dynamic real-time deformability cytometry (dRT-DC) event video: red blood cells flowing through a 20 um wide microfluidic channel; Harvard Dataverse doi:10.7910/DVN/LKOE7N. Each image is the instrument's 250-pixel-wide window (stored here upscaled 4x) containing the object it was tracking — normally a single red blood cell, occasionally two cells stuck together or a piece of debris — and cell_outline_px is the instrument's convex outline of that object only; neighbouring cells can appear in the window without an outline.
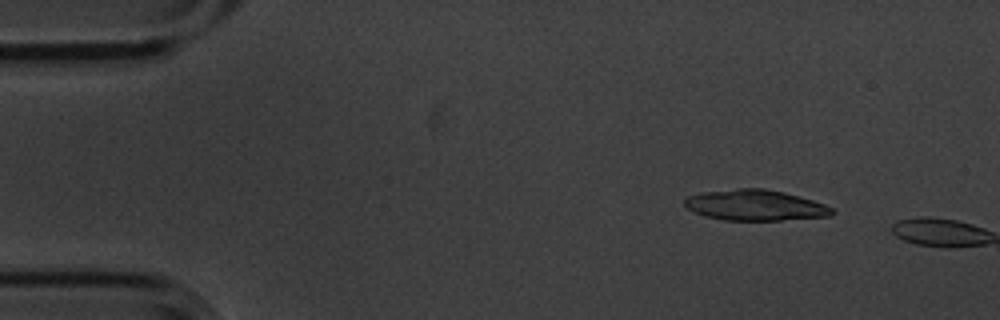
{"species": "common noctule bat (a hibernating species)", "species_latin": "Nyctalus noctula", "temperature_condition": "cold", "stored_images_in_passage": 2, "camera_frame_rate_fps": 3000, "um_per_image_px": 0.085, "animal": {"sex": "male", "body_mass_g": 20.1, "forearm_length_mm": 53.5}, "frame": {"image": 1, "passage_image": 1, "time_ms": 0.0, "image_size_px": [1000, 320], "cell_outline_px": [[836, 212], [832, 216], [780, 220], [724, 220], [704, 216], [692, 212], [684, 204], [684, 200], [688, 196], [700, 192], [736, 188], [764, 188], [784, 192], [800, 196], [824, 204], [832, 208]], "centroid_in_image_um": [64.18, 17.44], "position_along_channel_um": 20.8, "area_um2": 26.65}}